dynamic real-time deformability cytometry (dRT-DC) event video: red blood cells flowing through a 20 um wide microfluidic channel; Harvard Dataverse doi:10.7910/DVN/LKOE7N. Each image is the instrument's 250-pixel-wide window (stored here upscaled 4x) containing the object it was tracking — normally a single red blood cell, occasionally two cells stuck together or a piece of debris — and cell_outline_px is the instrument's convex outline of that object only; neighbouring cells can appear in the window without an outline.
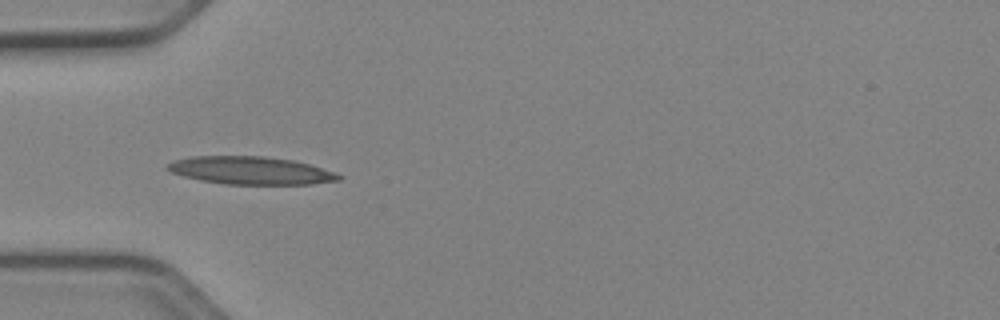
{"species": "Egyptian fruit bat (a non-hibernating species)", "species_latin": "Rousettus aegyptiacus", "temperature_condition": "cold", "stored_images_in_passage": 36, "camera_frame_rate_fps": 3000, "um_per_image_px": 0.085, "animal": {"sex": "female"}, "frame": {"image": 1, "passage_image": 1, "time_ms": 0.0, "image_size_px": [1000, 320], "cell_outline_px": [[344, 176], [340, 180], [312, 184], [224, 184], [200, 180], [184, 176], [172, 172], [164, 168], [172, 160], [192, 156], [264, 156], [292, 160], [308, 164], [336, 172]], "centroid_in_image_um": [21.31, 14.49], "position_along_channel_um": 63.7, "area_um2": 27.8}}
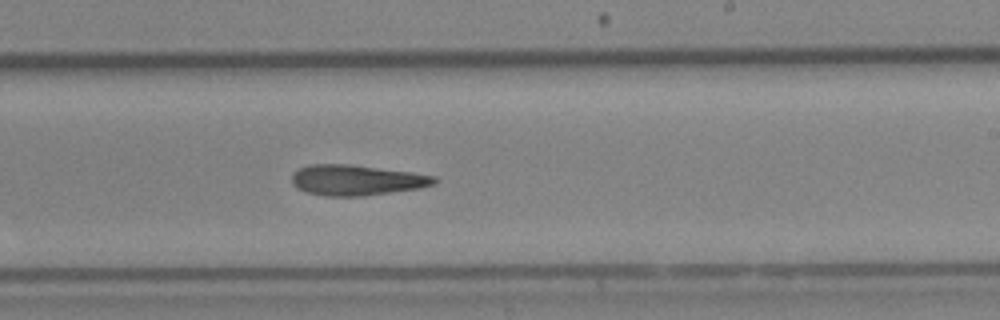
{"frame": {"image": 2, "passage_image": 16, "time_ms": 5.0, "image_size_px": [1000, 320], "cell_outline_px": [[440, 180], [436, 184], [420, 188], [364, 196], [324, 196], [304, 192], [296, 188], [292, 184], [292, 172], [308, 164], [348, 164], [412, 172], [436, 176]], "centroid_in_image_um": [30.3, 15.31], "position_along_channel_um": 258.7, "area_um2": 25.66}}
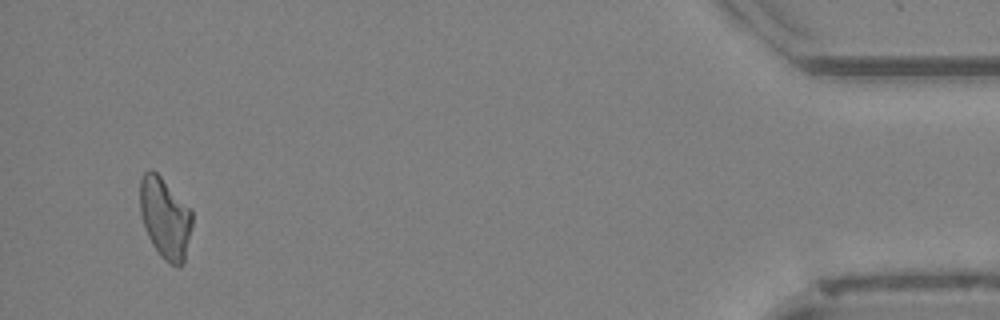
{"frame": {"image": 3, "passage_image": 34, "time_ms": 11.0, "image_size_px": [1000, 320], "cell_outline_px": [[192, 228], [184, 260], [180, 268], [176, 268], [164, 260], [160, 256], [152, 244], [144, 228], [140, 212], [140, 180], [144, 172], [152, 168], [160, 176], [192, 212]], "centroid_in_image_um": [14.02, 18.57], "position_along_channel_um": 421.2, "area_um2": 24.57}, "authors_computed_cell_mechanics": {"area_um2": 25.143, "velocity_mm_per_s": 3.9553, "shape_relaxation_time_tau1_ms": null, "shape_relaxation_time_tau2_ms": 9.2636, "deformation_change_tau1": null, "deformation_change_tau2": 0.2505}}